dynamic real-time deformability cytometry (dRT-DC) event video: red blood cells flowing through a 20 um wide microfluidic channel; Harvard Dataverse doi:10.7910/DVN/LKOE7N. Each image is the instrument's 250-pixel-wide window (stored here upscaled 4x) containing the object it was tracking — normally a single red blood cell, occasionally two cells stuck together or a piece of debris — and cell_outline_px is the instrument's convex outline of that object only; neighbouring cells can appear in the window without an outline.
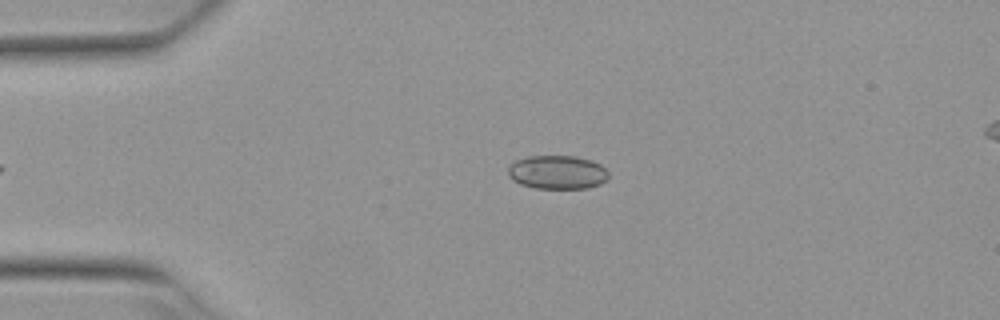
{"species": "Egyptian fruit bat (a non-hibernating species)", "species_latin": "Rousettus aegyptiacus", "temperature_condition": "warm", "stored_images_in_passage": 2, "camera_frame_rate_fps": 3000, "um_per_image_px": 0.085, "animal": {"sex": "female"}, "frame": {"image": 1, "passage_image": 1, "time_ms": 0.0, "image_size_px": [1000, 320], "cell_outline_px": [[608, 176], [600, 184], [588, 188], [536, 188], [520, 184], [512, 180], [508, 176], [508, 168], [516, 160], [528, 156], [576, 156], [592, 160], [600, 164], [608, 172]], "centroid_in_image_um": [47.36, 14.64], "position_along_channel_um": 37.6, "area_um2": 19.71}}